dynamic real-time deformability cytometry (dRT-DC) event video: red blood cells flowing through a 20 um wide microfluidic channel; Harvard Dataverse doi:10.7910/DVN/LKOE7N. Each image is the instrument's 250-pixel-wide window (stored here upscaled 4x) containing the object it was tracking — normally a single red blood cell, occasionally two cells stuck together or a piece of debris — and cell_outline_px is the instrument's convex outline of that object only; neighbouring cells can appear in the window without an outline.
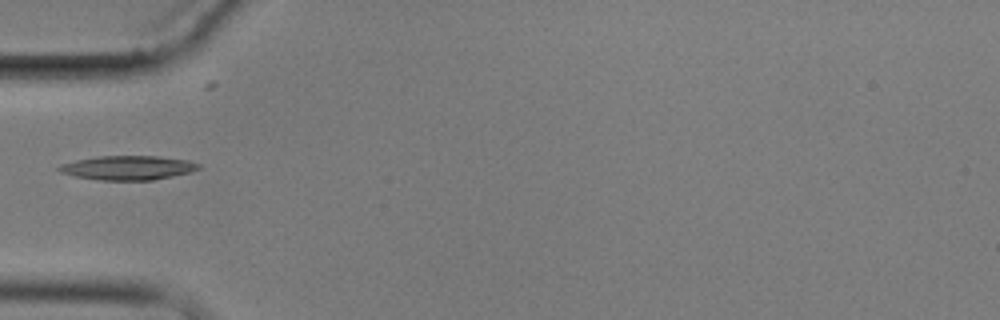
{"species": "common noctule bat (a hibernating species)", "species_latin": "Nyctalus noctula", "temperature_condition": "cold", "stored_images_in_passage": 3, "camera_frame_rate_fps": 3000, "um_per_image_px": 0.085, "animal": {"sex": "male", "body_mass_g": 17.9}, "frame": {"image": 1, "passage_image": 3, "time_ms": 2.0, "image_size_px": [1000, 320], "cell_outline_px": [[200, 168], [192, 172], [152, 180], [100, 180], [76, 176], [60, 172], [56, 168], [60, 164], [76, 160], [100, 156], [160, 156], [188, 160], [200, 164]], "centroid_in_image_um": [10.89, 14.25], "position_along_channel_um": 74.1, "area_um2": 19.65}}